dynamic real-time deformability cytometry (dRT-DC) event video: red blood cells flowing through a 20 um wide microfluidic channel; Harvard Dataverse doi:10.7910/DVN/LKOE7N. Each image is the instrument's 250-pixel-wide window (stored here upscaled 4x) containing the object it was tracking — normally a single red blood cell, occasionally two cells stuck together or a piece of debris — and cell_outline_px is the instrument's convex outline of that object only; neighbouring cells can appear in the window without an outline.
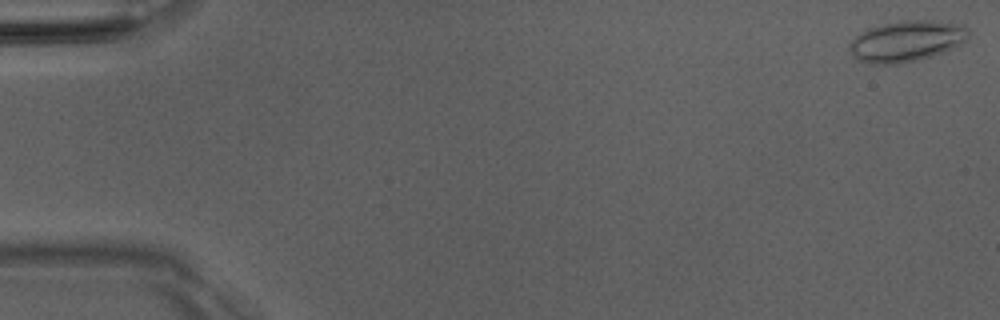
{"species": "Egyptian fruit bat (a non-hibernating species)", "species_latin": "Rousettus aegyptiacus", "temperature_condition": "room temperature", "stored_images_in_passage": 51, "camera_frame_rate_fps": 3000, "um_per_image_px": 0.085, "animal": {"sex": "male"}, "frame": {"image": 1, "passage_image": 1, "time_ms": 0.0, "image_size_px": [1000, 320], "cell_outline_px": [[968, 40], [952, 48], [932, 56], [916, 60], [896, 64], [868, 64], [856, 60], [852, 56], [848, 48], [852, 40], [856, 36], [868, 28], [880, 24], [904, 20], [928, 20], [964, 24], [968, 28]], "centroid_in_image_um": [77.04, 3.5], "position_along_channel_um": 8.0, "area_um2": 28.61}}
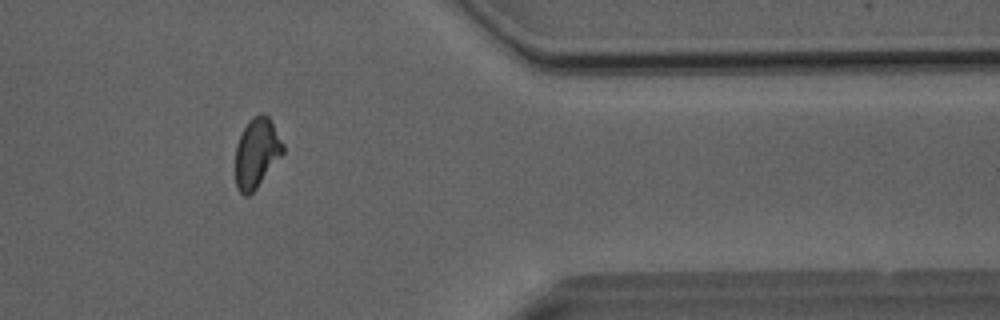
{"frame": {"image": 2, "passage_image": 42, "time_ms": 13.667, "image_size_px": [1000, 320], "cell_outline_px": [[284, 152], [256, 188], [248, 196], [244, 196], [236, 188], [236, 144], [248, 120], [252, 116], [268, 116], [284, 144]], "centroid_in_image_um": [21.81, 13.02], "position_along_channel_um": 389.6, "area_um2": 18.96}}
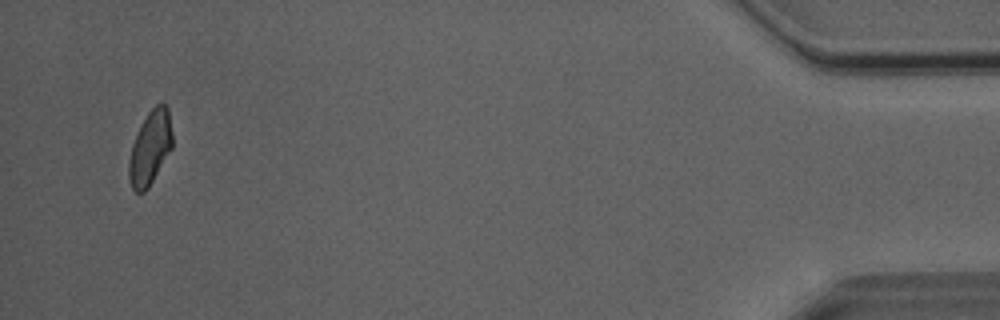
{"frame": {"image": 3, "passage_image": 49, "time_ms": 16.0, "image_size_px": [1000, 320], "cell_outline_px": [[172, 148], [148, 188], [144, 192], [136, 192], [132, 188], [128, 180], [128, 160], [132, 144], [140, 124], [148, 112], [156, 104], [164, 104], [168, 108], [172, 132]], "centroid_in_image_um": [12.74, 12.57], "position_along_channel_um": 422.5, "area_um2": 18.79}, "authors_computed_cell_mechanics": {"area_um2": 19.9988, "velocity_mm_per_s": 4.0724, "shape_relaxation_time_tau1_ms": null, "shape_relaxation_time_tau2_ms": 2.3855, "deformation_change_tau1": null, "deformation_change_tau2": 0.0817}}